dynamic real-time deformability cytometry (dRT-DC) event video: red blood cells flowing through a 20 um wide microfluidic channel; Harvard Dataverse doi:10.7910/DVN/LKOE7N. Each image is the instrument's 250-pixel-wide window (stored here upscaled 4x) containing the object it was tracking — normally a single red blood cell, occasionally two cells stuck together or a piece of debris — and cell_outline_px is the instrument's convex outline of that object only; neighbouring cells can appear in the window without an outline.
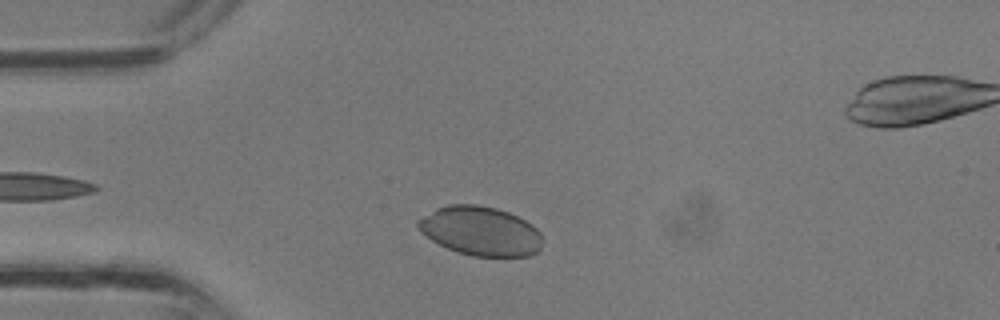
{"species": "common noctule bat (a hibernating species)", "species_latin": "Nyctalus noctula", "temperature_condition": "room temperature", "stored_images_in_passage": 26, "camera_frame_rate_fps": 3000, "um_per_image_px": 0.085, "animal": {"sex": "male", "body_mass_g": 13.3}, "frame": {"image": 1, "passage_image": 1, "time_ms": 0.0, "image_size_px": [1000, 320], "cell_outline_px": [[540, 248], [536, 252], [528, 256], [472, 256], [448, 248], [432, 240], [420, 232], [416, 224], [416, 220], [436, 208], [448, 204], [476, 204], [496, 208], [508, 212], [532, 224], [540, 232]], "centroid_in_image_um": [40.81, 19.62], "position_along_channel_um": 44.2, "area_um2": 35.43}}